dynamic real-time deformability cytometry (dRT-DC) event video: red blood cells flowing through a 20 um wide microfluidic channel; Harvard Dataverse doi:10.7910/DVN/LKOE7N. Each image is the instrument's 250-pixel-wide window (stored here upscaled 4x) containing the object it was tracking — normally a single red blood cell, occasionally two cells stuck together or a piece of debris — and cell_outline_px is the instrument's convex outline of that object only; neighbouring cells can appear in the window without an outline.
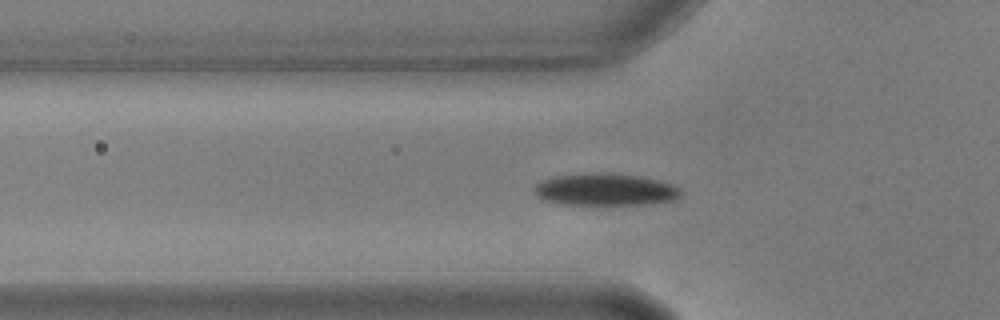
{"species": "common noctule bat (a hibernating species)", "species_latin": "Nyctalus noctula", "temperature_condition": "warm", "stored_images_in_passage": 43, "camera_frame_rate_fps": 3000, "um_per_image_px": 0.085, "animal": {"sex": "male", "body_mass_g": 17.9, "forearm_length_mm": 54.2}, "frame": {"image": 1, "passage_image": 7, "time_ms": 2.0, "image_size_px": [1000, 320], "cell_outline_px": [[680, 196], [672, 200], [644, 204], [560, 204], [544, 200], [536, 196], [532, 192], [532, 188], [536, 184], [544, 180], [556, 176], [640, 176], [672, 184], [680, 192]], "centroid_in_image_um": [51.39, 16.17], "position_along_channel_um": 74.4, "area_um2": 25.89}}
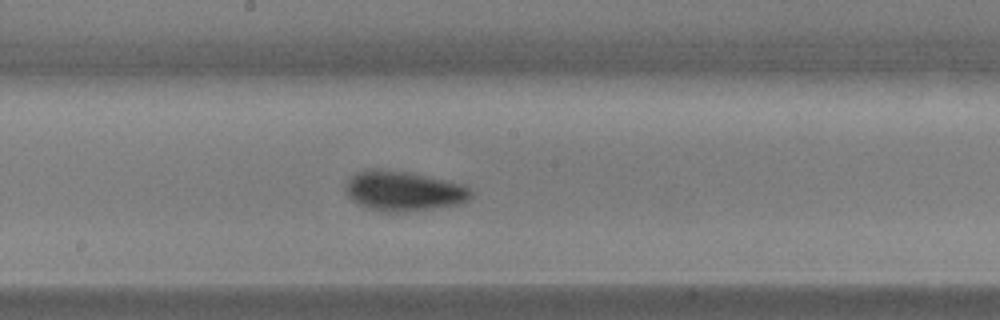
{"frame": {"image": 2, "passage_image": 19, "time_ms": 6.0, "image_size_px": [1000, 320], "cell_outline_px": [[472, 196], [468, 200], [456, 204], [432, 208], [400, 212], [388, 212], [368, 208], [352, 200], [348, 196], [348, 180], [356, 172], [372, 168], [376, 168], [408, 172], [464, 184], [472, 192]], "centroid_in_image_um": [34.31, 16.22], "position_along_channel_um": 213.9, "area_um2": 28.67}}
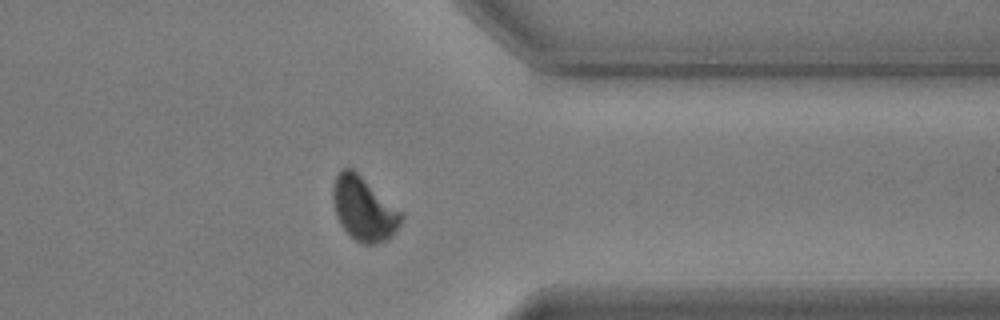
{"frame": {"image": 3, "passage_image": 34, "time_ms": 11.0, "image_size_px": [1000, 320], "cell_outline_px": [[404, 216], [400, 224], [392, 236], [376, 244], [360, 244], [340, 224], [336, 216], [332, 200], [332, 188], [336, 176], [340, 168], [352, 168], [404, 212]], "centroid_in_image_um": [30.93, 17.73], "position_along_channel_um": 380.5, "area_um2": 25.61}}